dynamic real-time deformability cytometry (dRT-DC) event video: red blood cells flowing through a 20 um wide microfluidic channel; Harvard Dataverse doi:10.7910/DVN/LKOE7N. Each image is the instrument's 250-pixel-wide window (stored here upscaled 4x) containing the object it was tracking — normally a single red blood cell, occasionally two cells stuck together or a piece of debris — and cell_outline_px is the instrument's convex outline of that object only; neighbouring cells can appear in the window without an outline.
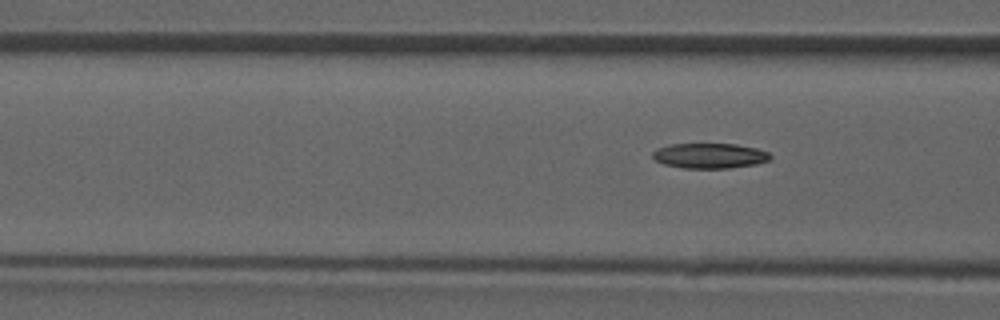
{"species": "common noctule bat (a hibernating species)", "species_latin": "Nyctalus noctula", "temperature_condition": "room temperature", "stored_images_in_passage": 5, "segment_of_instrument_passage": [2, 2], "camera_frame_rate_fps": 3000, "um_per_image_px": 0.085, "animal": {"sex": "male", "forearm_length_mm": 52.5}, "frame": {"image": 1, "passage_image": 5, "time_ms": 6.333, "image_size_px": [1000, 320], "cell_outline_px": [[772, 156], [768, 160], [756, 164], [728, 168], [680, 168], [664, 164], [656, 160], [652, 156], [652, 152], [656, 148], [668, 144], [736, 144], [756, 148], [768, 152]], "centroid_in_image_um": [60.29, 13.23], "position_along_channel_um": 106.3, "area_um2": 17.28}}